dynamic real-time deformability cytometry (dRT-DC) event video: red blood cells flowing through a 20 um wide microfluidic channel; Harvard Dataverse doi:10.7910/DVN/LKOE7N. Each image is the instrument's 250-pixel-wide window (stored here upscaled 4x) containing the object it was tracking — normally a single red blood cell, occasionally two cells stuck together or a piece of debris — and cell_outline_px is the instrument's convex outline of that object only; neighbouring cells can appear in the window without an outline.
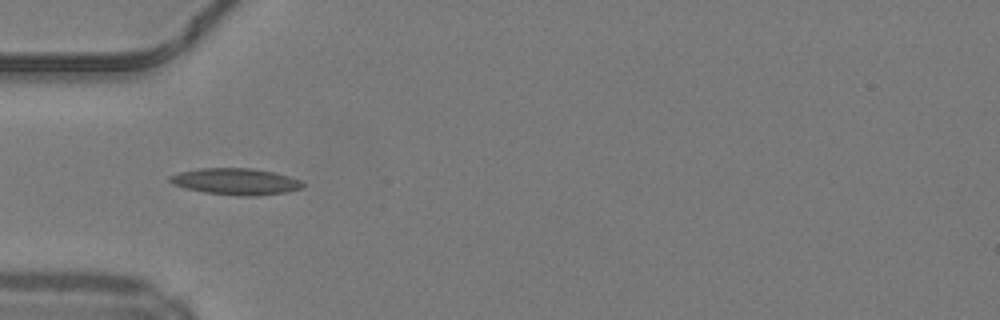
{"species": "common noctule bat (a hibernating species)", "species_latin": "Nyctalus noctula", "temperature_condition": "warm", "stored_images_in_passage": 33, "camera_frame_rate_fps": 3000, "um_per_image_px": 0.085, "animal": {"sex": "male", "body_mass_g": 19.2, "forearm_length_mm": 51.8}, "frame": {"image": 1, "passage_image": 1, "time_ms": 0.0, "image_size_px": [1000, 320], "cell_outline_px": [[304, 188], [288, 192], [256, 196], [240, 196], [204, 192], [184, 188], [172, 184], [168, 180], [168, 176], [180, 172], [200, 168], [252, 168], [276, 172], [300, 180], [304, 184]], "centroid_in_image_um": [20.05, 15.43], "position_along_channel_um": 64.9, "area_um2": 20.75}}
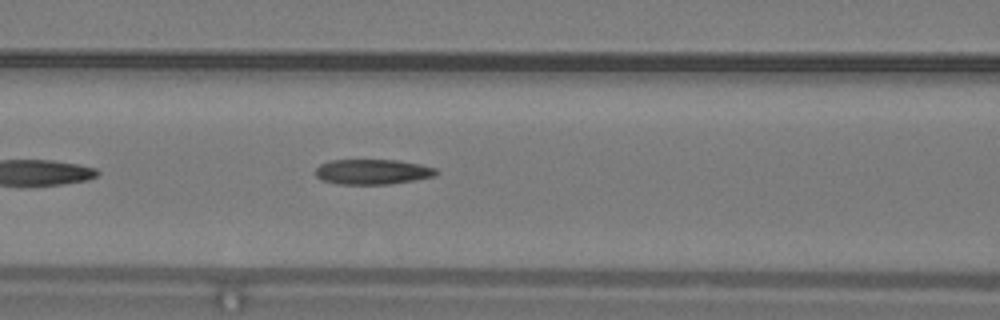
{"frame": {"image": 2, "passage_image": 6, "time_ms": 1.667, "image_size_px": [1000, 320], "cell_outline_px": [[440, 172], [436, 176], [416, 180], [388, 184], [336, 184], [320, 180], [316, 176], [316, 168], [320, 164], [332, 160], [396, 160], [420, 164], [436, 168]], "centroid_in_image_um": [31.68, 14.61], "position_along_channel_um": 134.9, "area_um2": 17.86}}
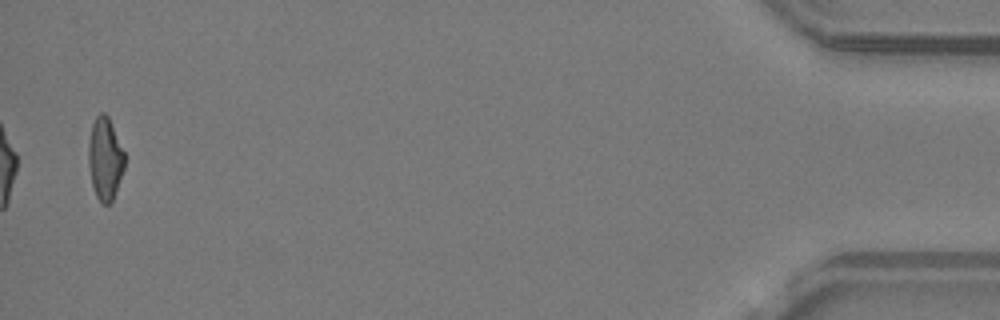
{"frame": {"image": 3, "passage_image": 33, "time_ms": 10.667, "image_size_px": [1000, 320], "cell_outline_px": [[124, 168], [112, 200], [108, 204], [104, 204], [96, 196], [92, 184], [88, 164], [88, 144], [92, 124], [96, 116], [100, 112], [104, 112], [108, 116], [124, 152]], "centroid_in_image_um": [8.91, 13.46], "position_along_channel_um": 426.3, "area_um2": 17.11}, "authors_computed_cell_mechanics": {"area_um2": 18.207, "velocity_mm_per_s": 4.2379, "shape_relaxation_time_tau1_ms": null, "shape_relaxation_time_tau2_ms": 3.7134, "deformation_change_tau1": null, "deformation_change_tau2": 0.1298}}